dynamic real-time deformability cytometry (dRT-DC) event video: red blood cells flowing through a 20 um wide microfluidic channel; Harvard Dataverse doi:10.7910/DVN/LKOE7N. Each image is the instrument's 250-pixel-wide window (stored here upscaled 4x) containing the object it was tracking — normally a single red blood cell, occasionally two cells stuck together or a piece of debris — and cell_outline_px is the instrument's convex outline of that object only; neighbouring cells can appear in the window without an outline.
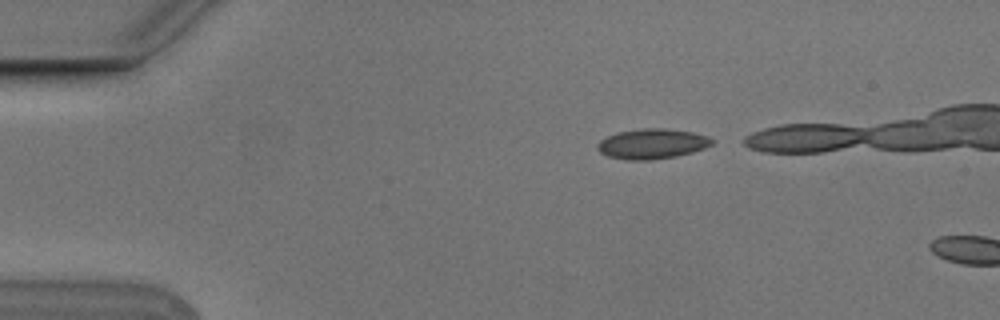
{"species": "Egyptian fruit bat (a non-hibernating species)", "species_latin": "Rousettus aegyptiacus", "temperature_condition": "cold", "stored_images_in_passage": 2, "camera_frame_rate_fps": 3000, "um_per_image_px": 0.085, "animal": {"sex": "male"}, "frame": {"image": 1, "passage_image": 1, "time_ms": 0.0, "image_size_px": [1000, 320], "cell_outline_px": [[716, 140], [712, 144], [704, 148], [692, 152], [676, 156], [652, 160], [628, 160], [608, 156], [600, 152], [596, 148], [596, 144], [600, 140], [616, 132], [644, 128], [664, 128], [692, 132], [708, 136]], "centroid_in_image_um": [55.43, 12.22], "position_along_channel_um": 29.6, "area_um2": 20.17}}